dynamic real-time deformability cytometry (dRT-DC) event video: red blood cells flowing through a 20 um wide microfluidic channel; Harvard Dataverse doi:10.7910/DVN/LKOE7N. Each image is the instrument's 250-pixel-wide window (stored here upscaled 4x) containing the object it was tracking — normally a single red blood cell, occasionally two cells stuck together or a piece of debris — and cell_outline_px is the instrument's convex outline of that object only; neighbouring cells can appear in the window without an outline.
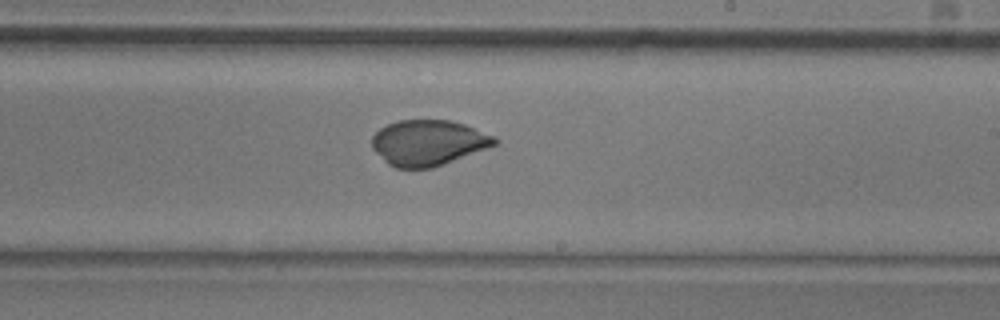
{"species": "common noctule bat (a hibernating species)", "species_latin": "Nyctalus noctula", "temperature_condition": "room temperature", "stored_images_in_passage": 45, "camera_frame_rate_fps": 3000, "um_per_image_px": 0.085, "animal": {"sex": "male", "body_mass_g": 20.5, "forearm_length_mm": 52.5}, "frame": {"image": 1, "passage_image": 23, "time_ms": 7.333, "image_size_px": [1000, 320], "cell_outline_px": [[500, 140], [496, 144], [488, 148], [444, 164], [432, 168], [396, 168], [388, 164], [372, 148], [372, 136], [380, 128], [388, 124], [400, 120], [448, 120], [464, 124], [496, 136]], "centroid_in_image_um": [36.42, 12.13], "position_along_channel_um": 252.6, "area_um2": 32.6}}
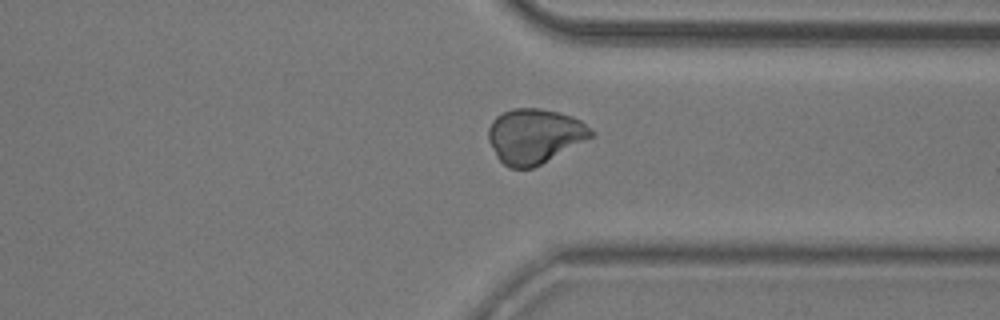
{"frame": {"image": 2, "passage_image": 32, "time_ms": 10.333, "image_size_px": [1000, 320], "cell_outline_px": [[596, 136], [532, 168], [508, 168], [496, 156], [488, 140], [488, 128], [492, 120], [496, 116], [512, 108], [540, 108], [560, 112], [572, 116], [580, 120], [592, 128], [596, 132]], "centroid_in_image_um": [45.47, 11.55], "position_along_channel_um": 365.9, "area_um2": 33.12}}
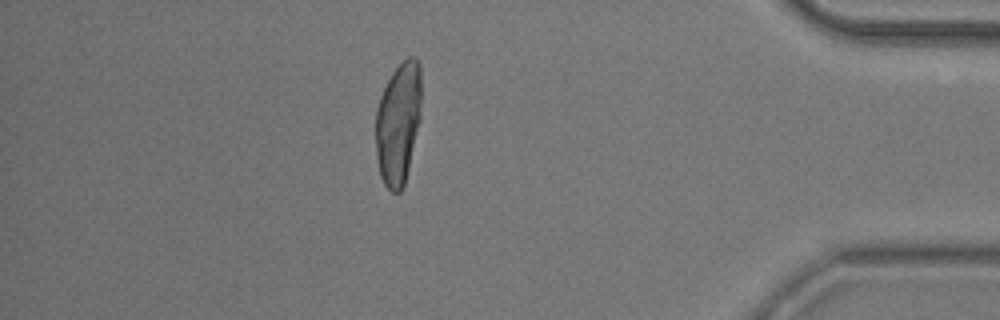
{"frame": {"image": 3, "passage_image": 38, "time_ms": 12.333, "image_size_px": [1000, 320], "cell_outline_px": [[420, 120], [404, 184], [400, 192], [392, 192], [384, 184], [380, 176], [376, 156], [376, 108], [380, 96], [392, 72], [408, 56], [416, 56], [420, 64]], "centroid_in_image_um": [33.84, 10.45], "position_along_channel_um": 401.4, "area_um2": 32.37}}